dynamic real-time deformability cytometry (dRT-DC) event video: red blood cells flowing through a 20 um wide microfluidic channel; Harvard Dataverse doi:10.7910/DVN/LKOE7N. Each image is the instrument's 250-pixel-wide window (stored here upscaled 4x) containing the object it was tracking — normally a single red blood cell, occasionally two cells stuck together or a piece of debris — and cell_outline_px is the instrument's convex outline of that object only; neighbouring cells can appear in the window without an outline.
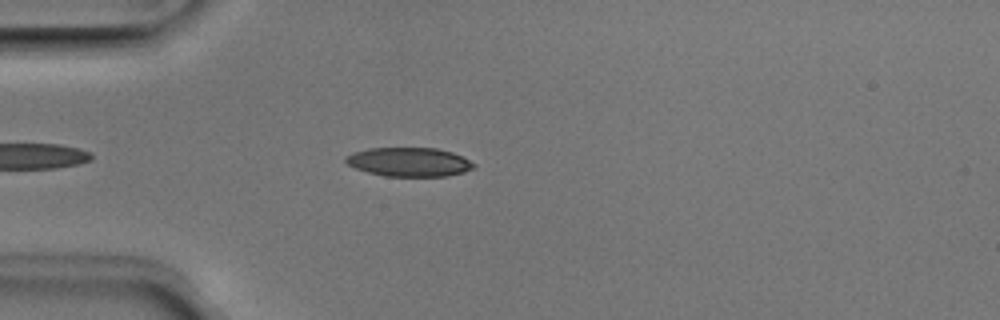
{"species": "Egyptian fruit bat (a non-hibernating species)", "species_latin": "Rousettus aegyptiacus", "temperature_condition": "room temperature", "stored_images_in_passage": 25, "camera_frame_rate_fps": 3000, "um_per_image_px": 0.085, "animal": {"sex": "male"}, "frame": {"image": 1, "passage_image": 5, "time_ms": 1.333, "image_size_px": [1000, 320], "cell_outline_px": [[476, 164], [472, 168], [464, 172], [448, 176], [384, 176], [368, 172], [356, 168], [348, 164], [344, 160], [344, 156], [352, 152], [368, 148], [436, 148], [452, 152]], "centroid_in_image_um": [34.74, 13.76], "position_along_channel_um": 50.3, "area_um2": 21.56}}
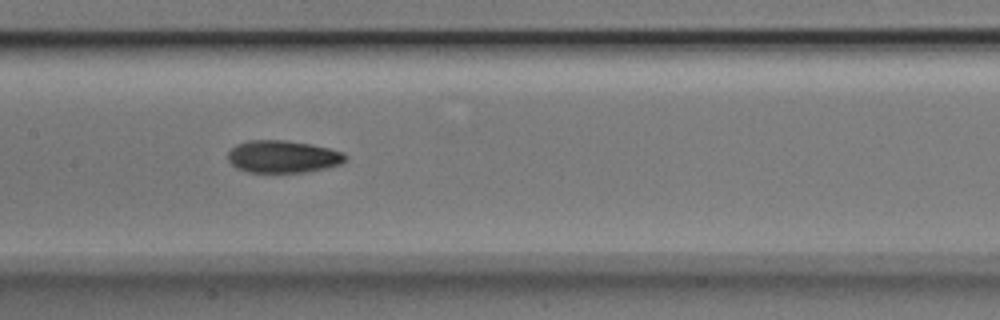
{"frame": {"image": 2, "passage_image": 16, "time_ms": 5.0, "image_size_px": [1000, 320], "cell_outline_px": [[348, 156], [340, 164], [324, 168], [304, 172], [248, 172], [236, 168], [228, 160], [228, 152], [236, 144], [248, 140], [288, 140], [312, 144], [344, 152]], "centroid_in_image_um": [24.03, 13.3], "position_along_channel_um": 183.4, "area_um2": 22.2}}
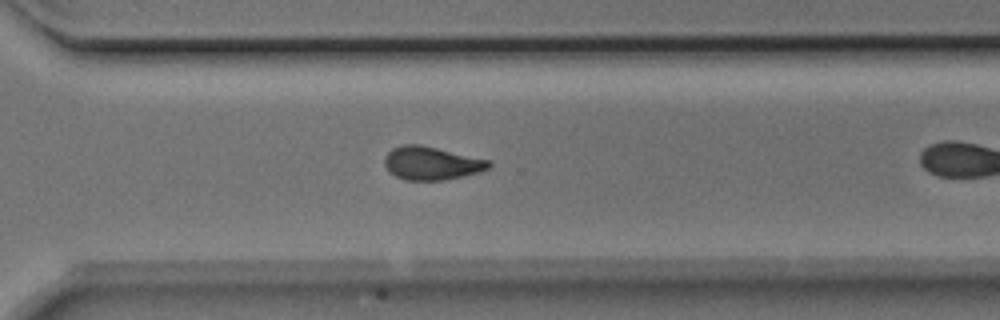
{"frame": {"image": 3, "passage_image": 24, "time_ms": 7.667, "image_size_px": [1000, 320], "cell_outline_px": [[492, 164], [488, 168], [480, 172], [444, 180], [404, 180], [388, 172], [384, 164], [384, 156], [392, 148], [404, 144], [420, 144], [488, 160]], "centroid_in_image_um": [36.62, 13.87], "position_along_channel_um": 334.0, "area_um2": 20.17}}